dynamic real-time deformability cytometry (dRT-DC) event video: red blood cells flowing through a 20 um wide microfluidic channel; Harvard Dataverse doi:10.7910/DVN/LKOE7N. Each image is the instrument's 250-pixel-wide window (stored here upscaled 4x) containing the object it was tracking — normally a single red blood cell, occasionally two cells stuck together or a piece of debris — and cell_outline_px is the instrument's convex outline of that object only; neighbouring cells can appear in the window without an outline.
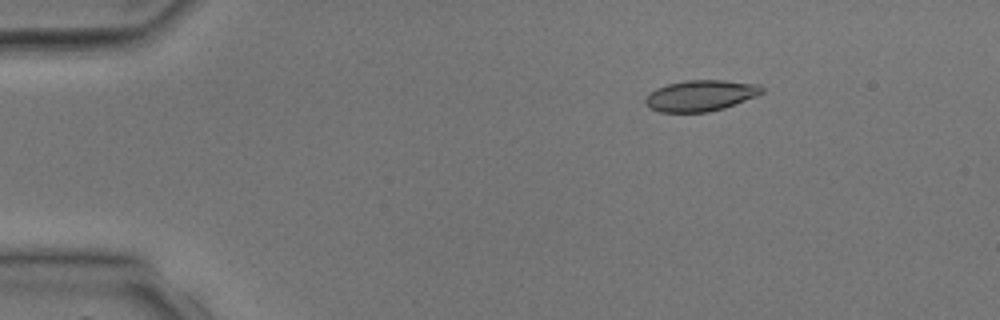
{"species": "common noctule bat (a hibernating species)", "species_latin": "Nyctalus noctula", "temperature_condition": "room temperature", "stored_images_in_passage": 3, "camera_frame_rate_fps": 3000, "um_per_image_px": 0.085, "animal": {"sex": "male", "body_mass_g": 17.9, "forearm_length_mm": 54.2}, "frame": {"image": 1, "passage_image": 2, "time_ms": 1.333, "image_size_px": [1000, 320], "cell_outline_px": [[764, 92], [756, 96], [724, 108], [708, 112], [660, 112], [644, 104], [644, 100], [656, 88], [668, 84], [684, 80], [724, 80], [760, 84], [764, 88]], "centroid_in_image_um": [59.58, 8.12], "position_along_channel_um": 25.4, "area_um2": 21.04}}
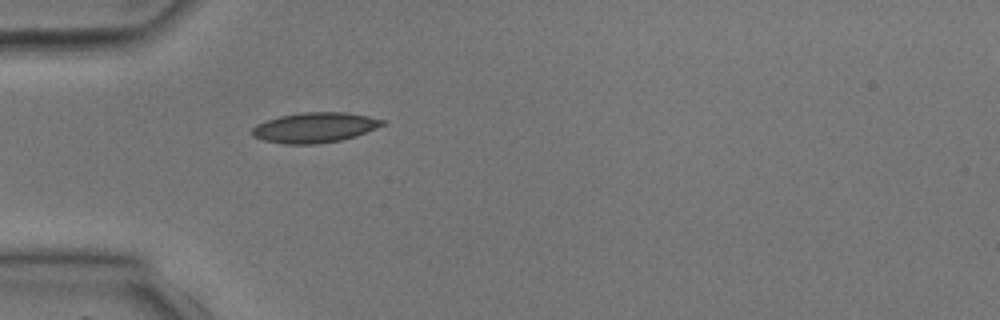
{"frame": {"image": 2, "passage_image": 3, "time_ms": 3.333, "image_size_px": [1000, 320], "cell_outline_px": [[388, 124], [356, 136], [340, 140], [316, 144], [284, 144], [264, 140], [252, 136], [252, 128], [256, 124], [280, 116], [300, 112], [344, 112], [368, 116], [388, 120]], "centroid_in_image_um": [26.81, 10.83], "position_along_channel_um": 58.2, "area_um2": 23.06}}